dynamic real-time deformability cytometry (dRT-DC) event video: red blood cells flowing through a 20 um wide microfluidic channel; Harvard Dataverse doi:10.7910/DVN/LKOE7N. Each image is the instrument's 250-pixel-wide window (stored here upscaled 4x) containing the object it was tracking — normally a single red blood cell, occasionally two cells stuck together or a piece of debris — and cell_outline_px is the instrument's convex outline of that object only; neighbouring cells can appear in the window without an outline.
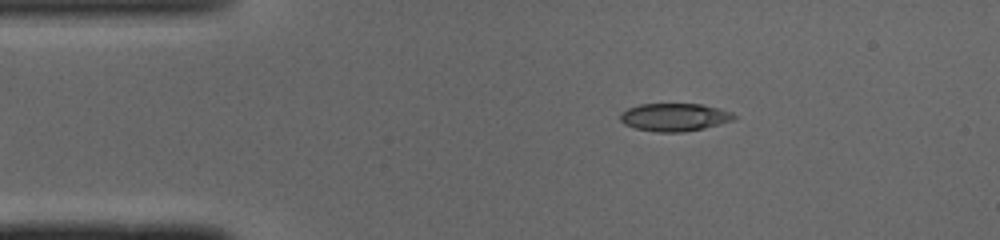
{"species": "common noctule bat (a hibernating species)", "species_latin": "Nyctalus noctula", "temperature_condition": "cold", "stored_images_in_passage": 41, "camera_frame_rate_fps": 3000, "um_per_image_px": 0.085, "animal": {"sex": "male", "body_mass_g": 19.0, "forearm_length_mm": 50.8}, "frame": {"image": 1, "passage_image": 1, "time_ms": 0.0, "image_size_px": [1000, 240], "cell_outline_px": [[736, 120], [704, 128], [680, 132], [656, 132], [636, 128], [624, 124], [620, 120], [620, 112], [628, 108], [640, 104], [700, 104], [732, 112], [736, 116]], "centroid_in_image_um": [57.32, 9.96], "position_along_channel_um": 27.7, "area_um2": 18.44}}
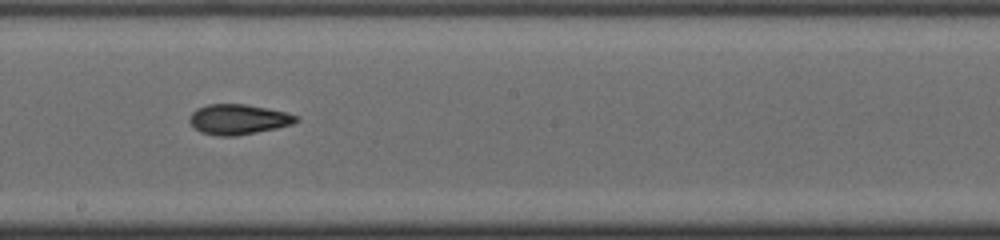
{"frame": {"image": 2, "passage_image": 19, "time_ms": 6.0, "image_size_px": [1000, 240], "cell_outline_px": [[300, 120], [292, 124], [276, 128], [236, 136], [216, 136], [200, 132], [188, 120], [192, 112], [196, 108], [208, 104], [244, 104], [288, 112], [300, 116]], "centroid_in_image_um": [20.27, 10.14], "position_along_channel_um": 227.9, "area_um2": 18.84}}
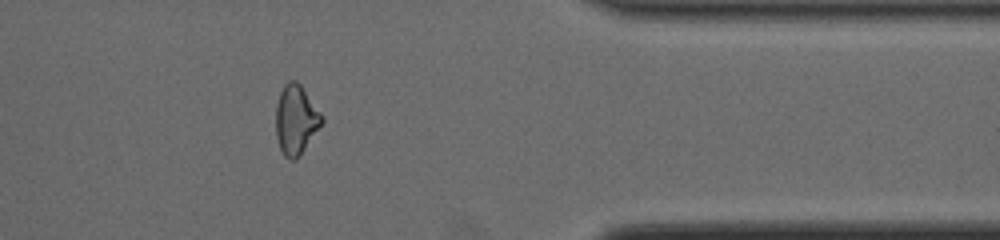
{"frame": {"image": 3, "passage_image": 32, "time_ms": 10.333, "image_size_px": [1000, 240], "cell_outline_px": [[324, 120], [300, 156], [296, 160], [288, 160], [284, 156], [280, 148], [276, 136], [276, 104], [280, 92], [284, 84], [288, 80], [296, 80], [300, 84], [324, 116]], "centroid_in_image_um": [25.15, 10.18], "position_along_channel_um": 386.3, "area_um2": 18.73}, "authors_computed_cell_mechanics": {"area_um2": 18.9006, "velocity_mm_per_s": 4.1197, "shape_relaxation_time_tau1_ms": 8.3465, "shape_relaxation_time_tau2_ms": 4.978, "deformation_change_tau1": 0.182, "deformation_change_tau2": 0.1251}}